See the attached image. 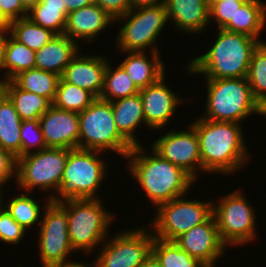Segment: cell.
<instances>
[{
  "mask_svg": "<svg viewBox=\"0 0 266 267\" xmlns=\"http://www.w3.org/2000/svg\"><path fill=\"white\" fill-rule=\"evenodd\" d=\"M189 124L197 133L204 174L231 175L245 168L244 165L251 160L240 127L242 124L217 122L202 117H197Z\"/></svg>",
  "mask_w": 266,
  "mask_h": 267,
  "instance_id": "6da1fadb",
  "label": "cell"
},
{
  "mask_svg": "<svg viewBox=\"0 0 266 267\" xmlns=\"http://www.w3.org/2000/svg\"><path fill=\"white\" fill-rule=\"evenodd\" d=\"M152 155L142 145L133 146L126 156L129 174L137 181L140 188L153 206L169 202L187 195L196 181L182 168L163 159L152 148ZM147 152V153H146ZM149 153V154H148Z\"/></svg>",
  "mask_w": 266,
  "mask_h": 267,
  "instance_id": "7a4b0ae2",
  "label": "cell"
},
{
  "mask_svg": "<svg viewBox=\"0 0 266 267\" xmlns=\"http://www.w3.org/2000/svg\"><path fill=\"white\" fill-rule=\"evenodd\" d=\"M215 38L203 55L187 62L185 70L188 74H202L205 79L247 77L252 53L260 42L251 36L225 29H218Z\"/></svg>",
  "mask_w": 266,
  "mask_h": 267,
  "instance_id": "3957f363",
  "label": "cell"
},
{
  "mask_svg": "<svg viewBox=\"0 0 266 267\" xmlns=\"http://www.w3.org/2000/svg\"><path fill=\"white\" fill-rule=\"evenodd\" d=\"M205 82L207 96L204 114L200 117L239 124L253 114L266 117V110L253 96L247 77L205 79Z\"/></svg>",
  "mask_w": 266,
  "mask_h": 267,
  "instance_id": "277c9868",
  "label": "cell"
},
{
  "mask_svg": "<svg viewBox=\"0 0 266 267\" xmlns=\"http://www.w3.org/2000/svg\"><path fill=\"white\" fill-rule=\"evenodd\" d=\"M103 202L100 198L60 203L67 212L69 240L74 251L90 254L109 236V226L115 215L107 211Z\"/></svg>",
  "mask_w": 266,
  "mask_h": 267,
  "instance_id": "5b68a950",
  "label": "cell"
},
{
  "mask_svg": "<svg viewBox=\"0 0 266 267\" xmlns=\"http://www.w3.org/2000/svg\"><path fill=\"white\" fill-rule=\"evenodd\" d=\"M97 150L72 149L67 157L54 203L77 199H100L98 190L106 178L107 165Z\"/></svg>",
  "mask_w": 266,
  "mask_h": 267,
  "instance_id": "8992f818",
  "label": "cell"
},
{
  "mask_svg": "<svg viewBox=\"0 0 266 267\" xmlns=\"http://www.w3.org/2000/svg\"><path fill=\"white\" fill-rule=\"evenodd\" d=\"M78 149L111 150L124 159L133 149L117 130L110 101L96 98L79 113Z\"/></svg>",
  "mask_w": 266,
  "mask_h": 267,
  "instance_id": "52a82bcc",
  "label": "cell"
},
{
  "mask_svg": "<svg viewBox=\"0 0 266 267\" xmlns=\"http://www.w3.org/2000/svg\"><path fill=\"white\" fill-rule=\"evenodd\" d=\"M71 150L48 147L18 158L15 182L19 186V191L31 193L38 187L39 191L49 192L48 198L53 200L60 189L67 157Z\"/></svg>",
  "mask_w": 266,
  "mask_h": 267,
  "instance_id": "ba28073f",
  "label": "cell"
},
{
  "mask_svg": "<svg viewBox=\"0 0 266 267\" xmlns=\"http://www.w3.org/2000/svg\"><path fill=\"white\" fill-rule=\"evenodd\" d=\"M116 24H123L115 37V48L120 51H159L158 37L165 25L168 14L165 5L132 8L127 14L117 18ZM122 22V23H121ZM158 48V49H157Z\"/></svg>",
  "mask_w": 266,
  "mask_h": 267,
  "instance_id": "9c48e42d",
  "label": "cell"
},
{
  "mask_svg": "<svg viewBox=\"0 0 266 267\" xmlns=\"http://www.w3.org/2000/svg\"><path fill=\"white\" fill-rule=\"evenodd\" d=\"M215 202L212 213L220 238L227 247L246 245L256 239V213L243 192L235 190Z\"/></svg>",
  "mask_w": 266,
  "mask_h": 267,
  "instance_id": "30bf717a",
  "label": "cell"
},
{
  "mask_svg": "<svg viewBox=\"0 0 266 267\" xmlns=\"http://www.w3.org/2000/svg\"><path fill=\"white\" fill-rule=\"evenodd\" d=\"M183 195L158 205L149 223L154 238L175 241L185 232L205 222L212 213L213 200L187 199Z\"/></svg>",
  "mask_w": 266,
  "mask_h": 267,
  "instance_id": "8fae6325",
  "label": "cell"
},
{
  "mask_svg": "<svg viewBox=\"0 0 266 267\" xmlns=\"http://www.w3.org/2000/svg\"><path fill=\"white\" fill-rule=\"evenodd\" d=\"M138 227L119 230L111 238L108 237L98 256L93 259L95 267H140L142 262L151 255L154 236L151 229Z\"/></svg>",
  "mask_w": 266,
  "mask_h": 267,
  "instance_id": "7c38bea8",
  "label": "cell"
},
{
  "mask_svg": "<svg viewBox=\"0 0 266 267\" xmlns=\"http://www.w3.org/2000/svg\"><path fill=\"white\" fill-rule=\"evenodd\" d=\"M38 233L39 255L42 267H55L72 262L66 209L52 200L45 206Z\"/></svg>",
  "mask_w": 266,
  "mask_h": 267,
  "instance_id": "4fadbf2b",
  "label": "cell"
},
{
  "mask_svg": "<svg viewBox=\"0 0 266 267\" xmlns=\"http://www.w3.org/2000/svg\"><path fill=\"white\" fill-rule=\"evenodd\" d=\"M180 131L172 129L152 142L151 148L163 159L182 168L195 181L202 172L199 141L195 129L188 125ZM198 171V172H197Z\"/></svg>",
  "mask_w": 266,
  "mask_h": 267,
  "instance_id": "5bb4252c",
  "label": "cell"
},
{
  "mask_svg": "<svg viewBox=\"0 0 266 267\" xmlns=\"http://www.w3.org/2000/svg\"><path fill=\"white\" fill-rule=\"evenodd\" d=\"M174 242L206 267H215L216 261L222 258L227 249L220 238L213 214L205 222L185 232Z\"/></svg>",
  "mask_w": 266,
  "mask_h": 267,
  "instance_id": "9a60e30c",
  "label": "cell"
},
{
  "mask_svg": "<svg viewBox=\"0 0 266 267\" xmlns=\"http://www.w3.org/2000/svg\"><path fill=\"white\" fill-rule=\"evenodd\" d=\"M165 76H162L156 83L140 89L139 93L144 110L145 124L152 130H163L170 119L176 113L178 105L184 104L185 99L180 98L165 83Z\"/></svg>",
  "mask_w": 266,
  "mask_h": 267,
  "instance_id": "2e32d148",
  "label": "cell"
},
{
  "mask_svg": "<svg viewBox=\"0 0 266 267\" xmlns=\"http://www.w3.org/2000/svg\"><path fill=\"white\" fill-rule=\"evenodd\" d=\"M47 147L77 149L79 141V113L66 111L53 104L39 118Z\"/></svg>",
  "mask_w": 266,
  "mask_h": 267,
  "instance_id": "e0dca14e",
  "label": "cell"
},
{
  "mask_svg": "<svg viewBox=\"0 0 266 267\" xmlns=\"http://www.w3.org/2000/svg\"><path fill=\"white\" fill-rule=\"evenodd\" d=\"M80 52L66 66L61 78L65 82L88 90L96 98H99L109 60L102 55L89 54L88 56V54L81 55Z\"/></svg>",
  "mask_w": 266,
  "mask_h": 267,
  "instance_id": "ac0fdd59",
  "label": "cell"
},
{
  "mask_svg": "<svg viewBox=\"0 0 266 267\" xmlns=\"http://www.w3.org/2000/svg\"><path fill=\"white\" fill-rule=\"evenodd\" d=\"M115 24V21L97 4L80 8L67 15L64 35L75 42L84 40L88 43L98 38L107 27ZM80 39V40H79ZM78 40V41H77Z\"/></svg>",
  "mask_w": 266,
  "mask_h": 267,
  "instance_id": "d6986e66",
  "label": "cell"
},
{
  "mask_svg": "<svg viewBox=\"0 0 266 267\" xmlns=\"http://www.w3.org/2000/svg\"><path fill=\"white\" fill-rule=\"evenodd\" d=\"M168 20L181 33L200 34L209 26L208 0H167Z\"/></svg>",
  "mask_w": 266,
  "mask_h": 267,
  "instance_id": "ffe728a7",
  "label": "cell"
},
{
  "mask_svg": "<svg viewBox=\"0 0 266 267\" xmlns=\"http://www.w3.org/2000/svg\"><path fill=\"white\" fill-rule=\"evenodd\" d=\"M126 58L119 64L140 90L156 83L165 73L161 52L121 51ZM147 53V54H146ZM150 57V58H149Z\"/></svg>",
  "mask_w": 266,
  "mask_h": 267,
  "instance_id": "44dd1931",
  "label": "cell"
},
{
  "mask_svg": "<svg viewBox=\"0 0 266 267\" xmlns=\"http://www.w3.org/2000/svg\"><path fill=\"white\" fill-rule=\"evenodd\" d=\"M78 42L66 35H55L42 48L35 51V68L61 77L66 66L80 51Z\"/></svg>",
  "mask_w": 266,
  "mask_h": 267,
  "instance_id": "7402d4cb",
  "label": "cell"
},
{
  "mask_svg": "<svg viewBox=\"0 0 266 267\" xmlns=\"http://www.w3.org/2000/svg\"><path fill=\"white\" fill-rule=\"evenodd\" d=\"M114 121L119 133L132 145H142L136 138V129L146 126L140 93L111 101Z\"/></svg>",
  "mask_w": 266,
  "mask_h": 267,
  "instance_id": "603a6c76",
  "label": "cell"
},
{
  "mask_svg": "<svg viewBox=\"0 0 266 267\" xmlns=\"http://www.w3.org/2000/svg\"><path fill=\"white\" fill-rule=\"evenodd\" d=\"M1 68L6 81L35 68V51L17 41L9 32L1 36Z\"/></svg>",
  "mask_w": 266,
  "mask_h": 267,
  "instance_id": "cb8c5ba5",
  "label": "cell"
},
{
  "mask_svg": "<svg viewBox=\"0 0 266 267\" xmlns=\"http://www.w3.org/2000/svg\"><path fill=\"white\" fill-rule=\"evenodd\" d=\"M21 125L22 120L13 102L3 93L0 96V148L16 159L21 157Z\"/></svg>",
  "mask_w": 266,
  "mask_h": 267,
  "instance_id": "d4e9b609",
  "label": "cell"
},
{
  "mask_svg": "<svg viewBox=\"0 0 266 267\" xmlns=\"http://www.w3.org/2000/svg\"><path fill=\"white\" fill-rule=\"evenodd\" d=\"M266 3L262 0H247L223 29L256 38L260 43L261 31L266 27ZM259 38V39H258Z\"/></svg>",
  "mask_w": 266,
  "mask_h": 267,
  "instance_id": "484cf974",
  "label": "cell"
},
{
  "mask_svg": "<svg viewBox=\"0 0 266 267\" xmlns=\"http://www.w3.org/2000/svg\"><path fill=\"white\" fill-rule=\"evenodd\" d=\"M29 192H22L15 194L12 199L7 200L3 197V191L0 193V203L5 207V209L10 213L11 217L26 231L32 229V226L35 227L36 224L40 226L43 212L42 209H45V206L51 201L47 196L42 208L40 201L35 200V198L29 195ZM4 200V201H3ZM42 211V212H41ZM35 225V226H34Z\"/></svg>",
  "mask_w": 266,
  "mask_h": 267,
  "instance_id": "4316f807",
  "label": "cell"
},
{
  "mask_svg": "<svg viewBox=\"0 0 266 267\" xmlns=\"http://www.w3.org/2000/svg\"><path fill=\"white\" fill-rule=\"evenodd\" d=\"M3 90L13 102L22 121L39 119L52 105L47 98L22 90L12 80L4 84Z\"/></svg>",
  "mask_w": 266,
  "mask_h": 267,
  "instance_id": "83f0119b",
  "label": "cell"
},
{
  "mask_svg": "<svg viewBox=\"0 0 266 267\" xmlns=\"http://www.w3.org/2000/svg\"><path fill=\"white\" fill-rule=\"evenodd\" d=\"M67 15L63 0H41L28 11L27 18L56 35H63Z\"/></svg>",
  "mask_w": 266,
  "mask_h": 267,
  "instance_id": "f1b7e54d",
  "label": "cell"
},
{
  "mask_svg": "<svg viewBox=\"0 0 266 267\" xmlns=\"http://www.w3.org/2000/svg\"><path fill=\"white\" fill-rule=\"evenodd\" d=\"M59 79L57 74L32 68L20 72L12 81L22 90L43 96L53 103Z\"/></svg>",
  "mask_w": 266,
  "mask_h": 267,
  "instance_id": "f546056e",
  "label": "cell"
},
{
  "mask_svg": "<svg viewBox=\"0 0 266 267\" xmlns=\"http://www.w3.org/2000/svg\"><path fill=\"white\" fill-rule=\"evenodd\" d=\"M110 61L111 59L107 63L104 85L99 98L111 102L139 93L140 90L125 70L119 64L117 67L111 66Z\"/></svg>",
  "mask_w": 266,
  "mask_h": 267,
  "instance_id": "4dcf8cb0",
  "label": "cell"
},
{
  "mask_svg": "<svg viewBox=\"0 0 266 267\" xmlns=\"http://www.w3.org/2000/svg\"><path fill=\"white\" fill-rule=\"evenodd\" d=\"M151 254L162 267H206L198 259L188 255L174 241L154 238Z\"/></svg>",
  "mask_w": 266,
  "mask_h": 267,
  "instance_id": "1f68e13d",
  "label": "cell"
},
{
  "mask_svg": "<svg viewBox=\"0 0 266 267\" xmlns=\"http://www.w3.org/2000/svg\"><path fill=\"white\" fill-rule=\"evenodd\" d=\"M9 33L34 51L42 48L56 35L50 29L33 23L27 17L11 21Z\"/></svg>",
  "mask_w": 266,
  "mask_h": 267,
  "instance_id": "d6a6232c",
  "label": "cell"
},
{
  "mask_svg": "<svg viewBox=\"0 0 266 267\" xmlns=\"http://www.w3.org/2000/svg\"><path fill=\"white\" fill-rule=\"evenodd\" d=\"M95 99L96 97L88 90L65 82L60 77L56 96L52 104L66 111L80 113Z\"/></svg>",
  "mask_w": 266,
  "mask_h": 267,
  "instance_id": "836d02e7",
  "label": "cell"
},
{
  "mask_svg": "<svg viewBox=\"0 0 266 267\" xmlns=\"http://www.w3.org/2000/svg\"><path fill=\"white\" fill-rule=\"evenodd\" d=\"M253 96L266 110V41L254 49L247 75Z\"/></svg>",
  "mask_w": 266,
  "mask_h": 267,
  "instance_id": "e575fe53",
  "label": "cell"
},
{
  "mask_svg": "<svg viewBox=\"0 0 266 267\" xmlns=\"http://www.w3.org/2000/svg\"><path fill=\"white\" fill-rule=\"evenodd\" d=\"M20 138L21 157L48 148L41 131L39 119L23 120L20 129Z\"/></svg>",
  "mask_w": 266,
  "mask_h": 267,
  "instance_id": "d590c367",
  "label": "cell"
},
{
  "mask_svg": "<svg viewBox=\"0 0 266 267\" xmlns=\"http://www.w3.org/2000/svg\"><path fill=\"white\" fill-rule=\"evenodd\" d=\"M247 0H226L209 3V22H216L218 29H223L229 22H235L237 10Z\"/></svg>",
  "mask_w": 266,
  "mask_h": 267,
  "instance_id": "8d00e7d4",
  "label": "cell"
},
{
  "mask_svg": "<svg viewBox=\"0 0 266 267\" xmlns=\"http://www.w3.org/2000/svg\"><path fill=\"white\" fill-rule=\"evenodd\" d=\"M26 233L0 203V241L4 244L18 245L25 238Z\"/></svg>",
  "mask_w": 266,
  "mask_h": 267,
  "instance_id": "74e56055",
  "label": "cell"
},
{
  "mask_svg": "<svg viewBox=\"0 0 266 267\" xmlns=\"http://www.w3.org/2000/svg\"><path fill=\"white\" fill-rule=\"evenodd\" d=\"M17 159L11 153L0 148V193L4 185L12 178L16 181Z\"/></svg>",
  "mask_w": 266,
  "mask_h": 267,
  "instance_id": "f35d334b",
  "label": "cell"
},
{
  "mask_svg": "<svg viewBox=\"0 0 266 267\" xmlns=\"http://www.w3.org/2000/svg\"><path fill=\"white\" fill-rule=\"evenodd\" d=\"M114 21L127 14L131 9L130 0H94Z\"/></svg>",
  "mask_w": 266,
  "mask_h": 267,
  "instance_id": "ab89813d",
  "label": "cell"
},
{
  "mask_svg": "<svg viewBox=\"0 0 266 267\" xmlns=\"http://www.w3.org/2000/svg\"><path fill=\"white\" fill-rule=\"evenodd\" d=\"M0 9L3 15L11 22L27 17L28 10L20 0H0Z\"/></svg>",
  "mask_w": 266,
  "mask_h": 267,
  "instance_id": "60d3db41",
  "label": "cell"
},
{
  "mask_svg": "<svg viewBox=\"0 0 266 267\" xmlns=\"http://www.w3.org/2000/svg\"><path fill=\"white\" fill-rule=\"evenodd\" d=\"M67 14L80 8L92 5L94 0H63Z\"/></svg>",
  "mask_w": 266,
  "mask_h": 267,
  "instance_id": "b9f144b4",
  "label": "cell"
},
{
  "mask_svg": "<svg viewBox=\"0 0 266 267\" xmlns=\"http://www.w3.org/2000/svg\"><path fill=\"white\" fill-rule=\"evenodd\" d=\"M167 0H130L132 8L165 5Z\"/></svg>",
  "mask_w": 266,
  "mask_h": 267,
  "instance_id": "7bdbcfd3",
  "label": "cell"
},
{
  "mask_svg": "<svg viewBox=\"0 0 266 267\" xmlns=\"http://www.w3.org/2000/svg\"><path fill=\"white\" fill-rule=\"evenodd\" d=\"M10 21L3 15L0 9V37L10 30Z\"/></svg>",
  "mask_w": 266,
  "mask_h": 267,
  "instance_id": "ee69618b",
  "label": "cell"
},
{
  "mask_svg": "<svg viewBox=\"0 0 266 267\" xmlns=\"http://www.w3.org/2000/svg\"><path fill=\"white\" fill-rule=\"evenodd\" d=\"M140 267H162L157 259L151 254L141 264Z\"/></svg>",
  "mask_w": 266,
  "mask_h": 267,
  "instance_id": "f6af8a7d",
  "label": "cell"
},
{
  "mask_svg": "<svg viewBox=\"0 0 266 267\" xmlns=\"http://www.w3.org/2000/svg\"><path fill=\"white\" fill-rule=\"evenodd\" d=\"M79 260L77 261H72V262H69V263H66V264H62V265H57L55 267H95L94 266V262H92V264H88V263H82V262H78Z\"/></svg>",
  "mask_w": 266,
  "mask_h": 267,
  "instance_id": "bcb514c9",
  "label": "cell"
},
{
  "mask_svg": "<svg viewBox=\"0 0 266 267\" xmlns=\"http://www.w3.org/2000/svg\"><path fill=\"white\" fill-rule=\"evenodd\" d=\"M21 4L29 11L33 6L37 5L41 0H20Z\"/></svg>",
  "mask_w": 266,
  "mask_h": 267,
  "instance_id": "7dc6e473",
  "label": "cell"
},
{
  "mask_svg": "<svg viewBox=\"0 0 266 267\" xmlns=\"http://www.w3.org/2000/svg\"><path fill=\"white\" fill-rule=\"evenodd\" d=\"M0 40H1V37H0ZM2 70V68H1V49H0V71ZM3 78V79H2ZM1 79H0V87H3L4 86V84L7 82L6 81V79L4 78V77H2Z\"/></svg>",
  "mask_w": 266,
  "mask_h": 267,
  "instance_id": "c3c4849f",
  "label": "cell"
},
{
  "mask_svg": "<svg viewBox=\"0 0 266 267\" xmlns=\"http://www.w3.org/2000/svg\"><path fill=\"white\" fill-rule=\"evenodd\" d=\"M222 1H226V0H208V2H222Z\"/></svg>",
  "mask_w": 266,
  "mask_h": 267,
  "instance_id": "681fc988",
  "label": "cell"
},
{
  "mask_svg": "<svg viewBox=\"0 0 266 267\" xmlns=\"http://www.w3.org/2000/svg\"><path fill=\"white\" fill-rule=\"evenodd\" d=\"M4 93L3 87H0V96Z\"/></svg>",
  "mask_w": 266,
  "mask_h": 267,
  "instance_id": "f907efd6",
  "label": "cell"
}]
</instances>
